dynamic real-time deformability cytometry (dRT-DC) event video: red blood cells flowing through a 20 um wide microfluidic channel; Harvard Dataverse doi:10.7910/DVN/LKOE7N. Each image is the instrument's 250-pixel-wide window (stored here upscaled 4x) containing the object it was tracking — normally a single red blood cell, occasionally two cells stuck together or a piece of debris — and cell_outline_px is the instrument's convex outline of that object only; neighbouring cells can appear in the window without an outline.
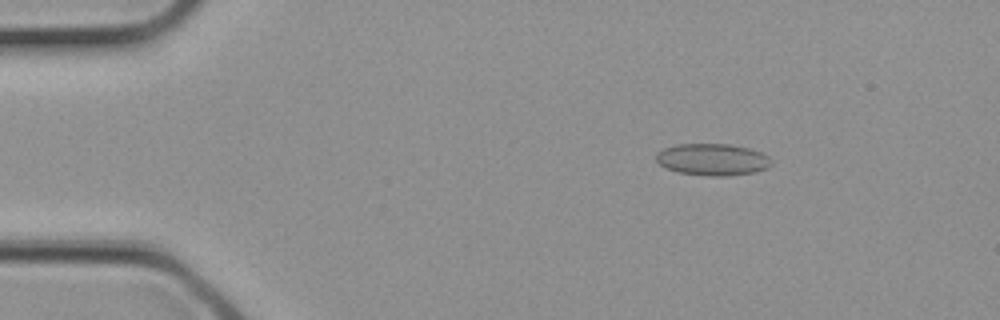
{"species": "common noctule bat (a hibernating species)", "species_latin": "Nyctalus noctula", "temperature_condition": "cold", "stored_images_in_passage": 4, "camera_frame_rate_fps": 3000, "um_per_image_px": 0.085, "animal": {"sex": "female", "body_mass_g": 21.9}, "frame": {"image": 1, "passage_image": 2, "time_ms": 0.333, "image_size_px": [1000, 320], "cell_outline_px": [[772, 164], [768, 168], [756, 172], [728, 176], [712, 176], [676, 172], [664, 168], [656, 160], [656, 152], [664, 148], [676, 144], [728, 144], [748, 148], [760, 152], [768, 156], [772, 160]], "centroid_in_image_um": [60.56, 13.56], "position_along_channel_um": 24.4, "area_um2": 21.56}}